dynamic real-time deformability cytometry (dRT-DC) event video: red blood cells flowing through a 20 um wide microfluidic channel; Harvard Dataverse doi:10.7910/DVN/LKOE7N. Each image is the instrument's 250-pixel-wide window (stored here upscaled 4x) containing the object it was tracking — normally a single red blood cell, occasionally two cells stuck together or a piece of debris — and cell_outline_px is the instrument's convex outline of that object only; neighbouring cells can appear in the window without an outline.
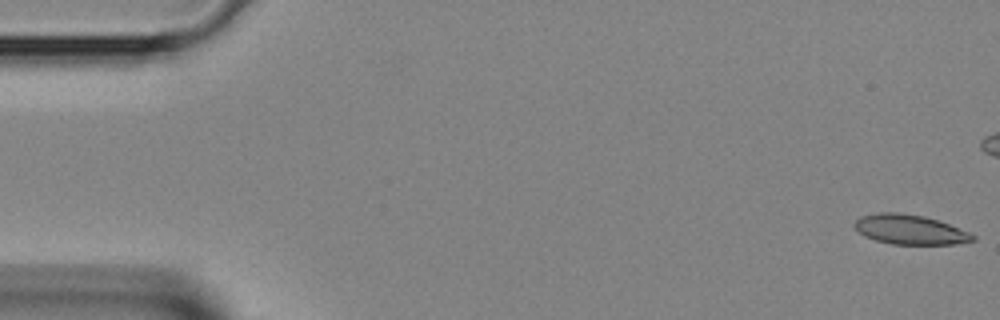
{"species": "Egyptian fruit bat (a non-hibernating species)", "species_latin": "Rousettus aegyptiacus", "temperature_condition": "room temperature", "stored_images_in_passage": 2, "camera_frame_rate_fps": 3000, "um_per_image_px": 0.085, "animal": {"sex": "female"}, "frame": {"image": 1, "passage_image": 1, "time_ms": 0.0, "image_size_px": [1000, 320], "cell_outline_px": [[976, 240], [952, 244], [892, 244], [876, 240], [864, 236], [852, 224], [860, 216], [876, 212], [900, 212], [924, 216], [940, 220], [968, 232], [976, 236]], "centroid_in_image_um": [77.33, 19.5], "position_along_channel_um": 7.7, "area_um2": 20.52}}